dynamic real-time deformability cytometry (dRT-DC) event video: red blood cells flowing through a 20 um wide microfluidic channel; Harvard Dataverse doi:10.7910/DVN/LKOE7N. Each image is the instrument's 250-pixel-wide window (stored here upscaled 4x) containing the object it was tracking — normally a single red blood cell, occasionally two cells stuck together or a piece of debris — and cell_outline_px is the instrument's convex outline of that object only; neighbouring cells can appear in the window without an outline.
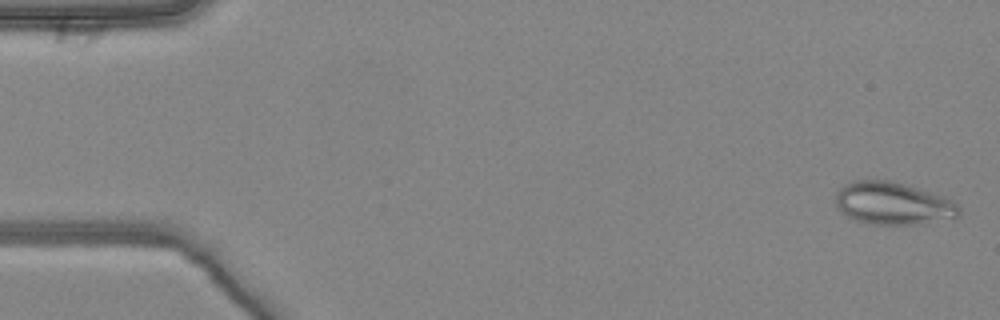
{"species": "common noctule bat (a hibernating species)", "species_latin": "Nyctalus noctula", "temperature_condition": "warm", "stored_images_in_passage": 7, "camera_frame_rate_fps": 3000, "um_per_image_px": 0.085, "animal": {"sex": "female", "body_mass_g": 24.6, "forearm_length_mm": 56.2}, "frame": {"image": 1, "passage_image": 1, "time_ms": 0.0, "image_size_px": [1000, 320], "cell_outline_px": [[960, 212], [956, 216], [916, 224], [868, 224], [856, 220], [848, 216], [836, 208], [836, 192], [844, 184], [852, 180], [892, 180], [948, 196], [960, 208]], "centroid_in_image_um": [75.88, 17.26], "position_along_channel_um": 9.1, "area_um2": 30.69}}